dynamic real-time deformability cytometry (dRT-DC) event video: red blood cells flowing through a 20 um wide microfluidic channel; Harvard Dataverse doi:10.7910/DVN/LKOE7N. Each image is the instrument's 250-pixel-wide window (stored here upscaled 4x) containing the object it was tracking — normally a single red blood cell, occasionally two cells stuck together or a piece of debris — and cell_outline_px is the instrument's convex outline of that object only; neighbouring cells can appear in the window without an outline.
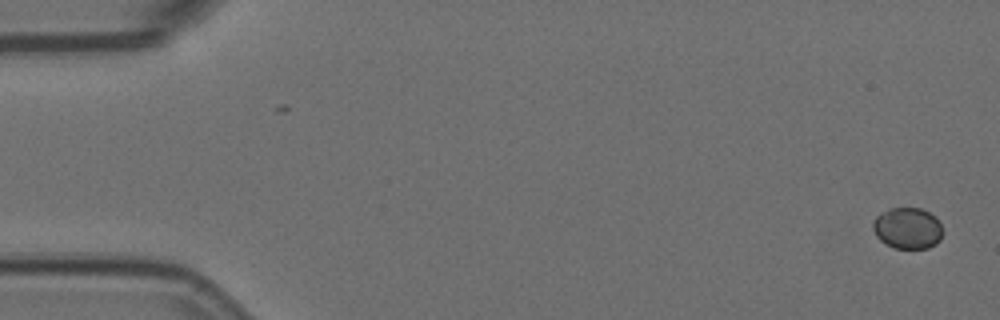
{"species": "Egyptian fruit bat (a non-hibernating species)", "species_latin": "Rousettus aegyptiacus", "temperature_condition": "room temperature", "stored_images_in_passage": 2, "camera_frame_rate_fps": 3000, "um_per_image_px": 0.085, "animal": {"sex": "female"}, "frame": {"image": 1, "passage_image": 2, "time_ms": 0.333, "image_size_px": [1000, 320], "cell_outline_px": [[944, 232], [940, 240], [936, 244], [928, 248], [896, 248], [880, 240], [876, 236], [872, 228], [872, 224], [876, 216], [880, 212], [888, 208], [920, 208], [936, 216], [940, 220]], "centroid_in_image_um": [77.17, 19.38], "position_along_channel_um": 7.8, "area_um2": 17.05}}